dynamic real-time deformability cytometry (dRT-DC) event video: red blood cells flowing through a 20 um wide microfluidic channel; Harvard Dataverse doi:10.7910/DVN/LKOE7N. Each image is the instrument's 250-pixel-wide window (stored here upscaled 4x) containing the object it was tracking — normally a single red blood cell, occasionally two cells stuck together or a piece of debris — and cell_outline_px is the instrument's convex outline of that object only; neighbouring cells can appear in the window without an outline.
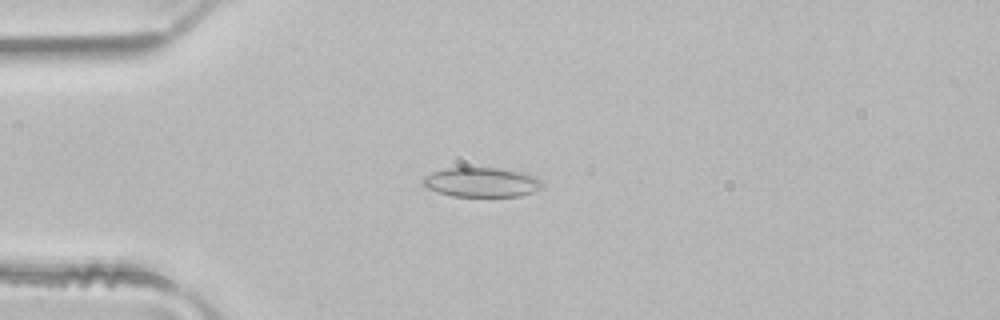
{"species": "common noctule bat (a hibernating species)", "species_latin": "Nyctalus noctula", "temperature_condition": "room temperature", "stored_images_in_passage": 4, "camera_frame_rate_fps": 3000, "um_per_image_px": 0.085, "animal": {"sex": "male", "body_mass_g": 21.5, "forearm_length_mm": 52.0}, "frame": {"image": 1, "passage_image": 3, "time_ms": 0.667, "image_size_px": [1000, 320], "cell_outline_px": [[544, 184], [540, 188], [532, 192], [520, 196], [452, 196], [436, 192], [420, 184], [420, 180], [424, 176], [432, 172], [444, 168], [496, 168], [520, 172], [536, 176], [544, 180]], "centroid_in_image_um": [40.9, 15.49], "position_along_channel_um": 44.1, "area_um2": 20.69}}
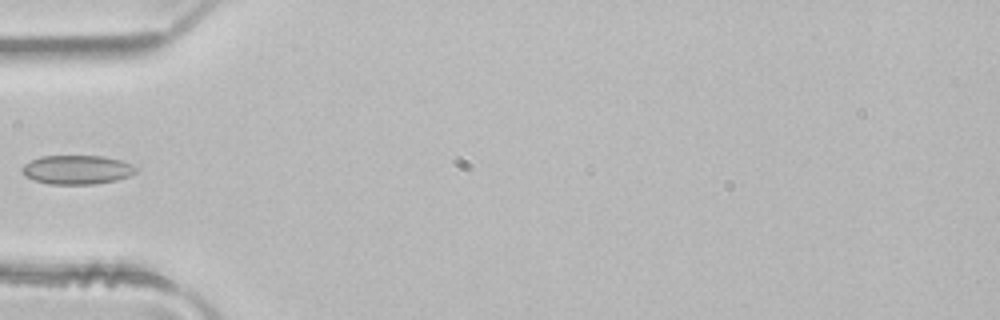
{"frame": {"image": 2, "passage_image": 4, "time_ms": 1.0, "image_size_px": [1000, 320], "cell_outline_px": [[136, 172], [128, 176], [116, 180], [96, 184], [48, 184], [24, 176], [20, 168], [24, 164], [40, 156], [100, 156], [120, 160], [132, 164], [136, 168]], "centroid_in_image_um": [6.52, 14.43], "position_along_channel_um": 78.5, "area_um2": 19.19}}